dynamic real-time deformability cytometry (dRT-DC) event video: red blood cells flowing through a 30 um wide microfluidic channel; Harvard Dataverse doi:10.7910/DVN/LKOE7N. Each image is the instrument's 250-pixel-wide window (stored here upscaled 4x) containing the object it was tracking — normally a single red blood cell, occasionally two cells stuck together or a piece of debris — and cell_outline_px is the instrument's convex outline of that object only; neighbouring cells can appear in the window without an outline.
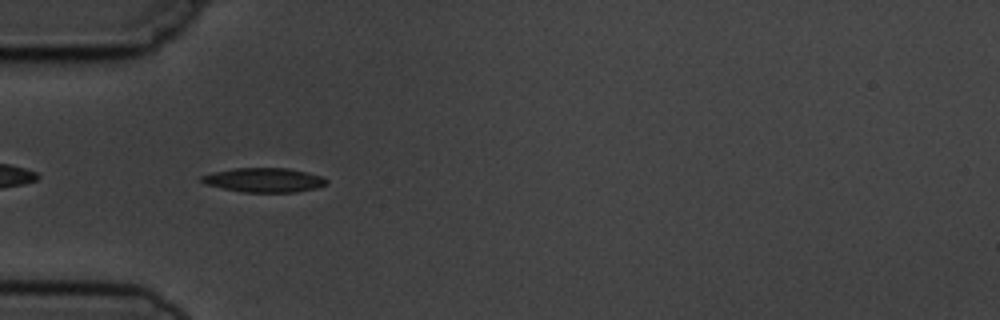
{"species": "common noctule bat (a hibernating species)", "species_latin": "Nyctalus noctula", "temperature_condition": "cold", "stored_images_in_passage": 5, "camera_frame_rate_fps": 3000, "um_per_image_px": 0.085, "animal": {"sex": "male", "body_mass_g": 19.5, "forearm_length_mm": 54.6}, "frame": {"image": 1, "passage_image": 4, "time_ms": 4.333, "image_size_px": [1000, 320], "cell_outline_px": [[328, 180], [324, 184], [316, 188], [296, 192], [240, 192], [204, 184], [200, 180], [200, 176], [212, 172], [232, 168], [288, 168], [308, 172], [324, 176]], "centroid_in_image_um": [22.42, 15.3], "position_along_channel_um": 62.6, "area_um2": 17.86}}
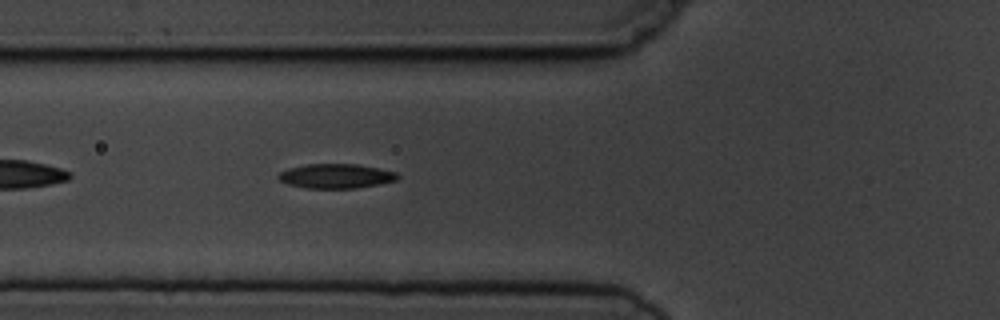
{"frame": {"image": 2, "passage_image": 5, "time_ms": 5.333, "image_size_px": [1000, 320], "cell_outline_px": [[400, 176], [396, 180], [356, 188], [304, 188], [288, 184], [280, 180], [276, 176], [280, 172], [288, 168], [304, 164], [356, 164], [380, 168], [396, 172]], "centroid_in_image_um": [28.53, 14.96], "position_along_channel_um": 97.3, "area_um2": 16.99}}